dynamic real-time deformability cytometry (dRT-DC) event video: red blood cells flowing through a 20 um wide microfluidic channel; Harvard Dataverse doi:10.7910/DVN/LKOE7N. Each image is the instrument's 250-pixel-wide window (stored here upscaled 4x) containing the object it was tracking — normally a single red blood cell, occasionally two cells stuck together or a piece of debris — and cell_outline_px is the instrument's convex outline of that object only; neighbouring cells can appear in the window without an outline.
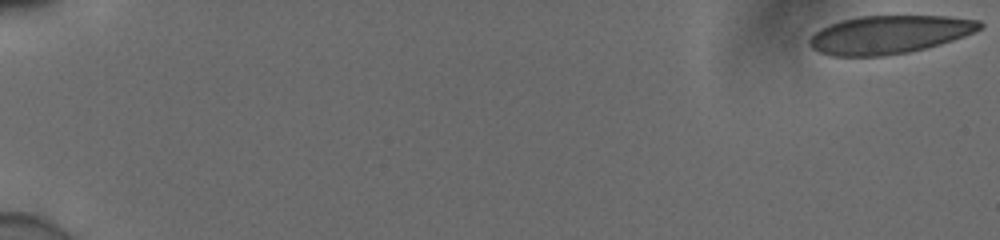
{"species": "human", "species_latin": "Homo sapiens", "temperature_condition": "cold", "stored_images_in_passage": 44, "camera_frame_rate_fps": 3000, "um_per_image_px": 0.085, "donor": {"sex": "male"}, "frame": {"image": 1, "passage_image": 1, "time_ms": 0.0, "image_size_px": [1000, 240], "cell_outline_px": [[984, 24], [980, 28], [964, 36], [952, 40], [924, 48], [908, 52], [880, 56], [832, 56], [820, 52], [812, 48], [808, 44], [808, 40], [820, 28], [828, 24], [840, 20], [860, 16], [948, 16], [980, 20]], "centroid_in_image_um": [75.55, 2.93], "position_along_channel_um": 9.5, "area_um2": 37.74}}
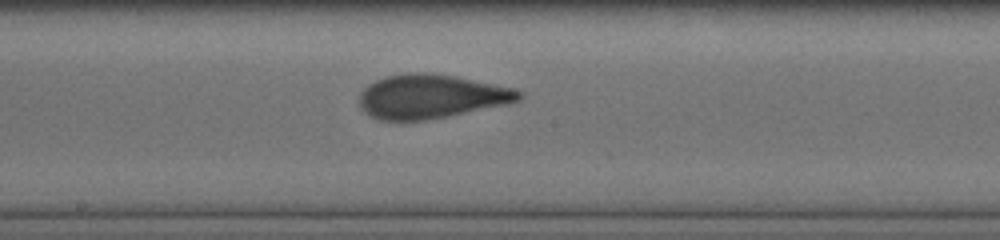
{"frame": {"image": 2, "passage_image": 25, "time_ms": 8.0, "image_size_px": [1000, 240], "cell_outline_px": [[524, 96], [520, 100], [508, 104], [424, 120], [380, 120], [372, 116], [360, 108], [360, 92], [368, 84], [384, 76], [408, 72], [424, 72], [452, 76], [512, 88], [524, 92]], "centroid_in_image_um": [36.62, 8.19], "position_along_channel_um": 211.6, "area_um2": 40.52}}
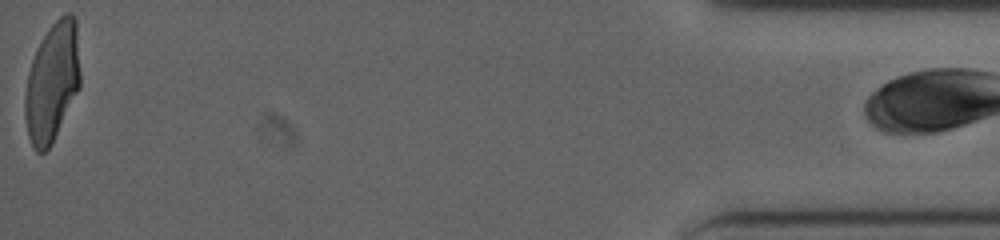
{"frame": {"image": 3, "passage_image": 43, "time_ms": 14.0, "image_size_px": [1000, 240], "cell_outline_px": [[80, 88], [52, 144], [44, 152], [36, 152], [28, 136], [24, 116], [24, 100], [28, 72], [36, 48], [48, 28], [60, 16], [68, 12], [72, 12], [76, 20], [80, 72]], "centroid_in_image_um": [4.44, 6.98], "position_along_channel_um": 430.8, "area_um2": 38.67}}